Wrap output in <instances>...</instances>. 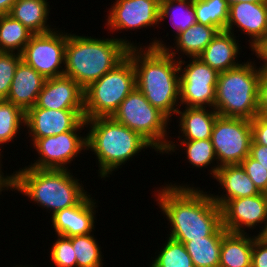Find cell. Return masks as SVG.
Segmentation results:
<instances>
[{
    "label": "cell",
    "instance_id": "1",
    "mask_svg": "<svg viewBox=\"0 0 267 267\" xmlns=\"http://www.w3.org/2000/svg\"><path fill=\"white\" fill-rule=\"evenodd\" d=\"M168 183V184H167ZM165 182L152 194L168 221L167 237L185 243L213 235L222 226L219 205L210 192L192 184ZM170 223V224H169Z\"/></svg>",
    "mask_w": 267,
    "mask_h": 267
},
{
    "label": "cell",
    "instance_id": "2",
    "mask_svg": "<svg viewBox=\"0 0 267 267\" xmlns=\"http://www.w3.org/2000/svg\"><path fill=\"white\" fill-rule=\"evenodd\" d=\"M127 56L135 67L136 88L172 123L180 108L178 60L164 48L154 47L129 48Z\"/></svg>",
    "mask_w": 267,
    "mask_h": 267
},
{
    "label": "cell",
    "instance_id": "3",
    "mask_svg": "<svg viewBox=\"0 0 267 267\" xmlns=\"http://www.w3.org/2000/svg\"><path fill=\"white\" fill-rule=\"evenodd\" d=\"M113 37V38H112ZM146 47L124 38H95L68 33L64 75L72 78L83 89L99 80L126 56L129 48Z\"/></svg>",
    "mask_w": 267,
    "mask_h": 267
},
{
    "label": "cell",
    "instance_id": "4",
    "mask_svg": "<svg viewBox=\"0 0 267 267\" xmlns=\"http://www.w3.org/2000/svg\"><path fill=\"white\" fill-rule=\"evenodd\" d=\"M72 172L30 168L26 165L13 171V190L54 215L78 205L89 194L82 180Z\"/></svg>",
    "mask_w": 267,
    "mask_h": 267
},
{
    "label": "cell",
    "instance_id": "5",
    "mask_svg": "<svg viewBox=\"0 0 267 267\" xmlns=\"http://www.w3.org/2000/svg\"><path fill=\"white\" fill-rule=\"evenodd\" d=\"M87 150L93 152L98 163V177L106 181L114 171L153 146L140 134L116 122L112 117L85 120ZM137 155V156H136Z\"/></svg>",
    "mask_w": 267,
    "mask_h": 267
},
{
    "label": "cell",
    "instance_id": "6",
    "mask_svg": "<svg viewBox=\"0 0 267 267\" xmlns=\"http://www.w3.org/2000/svg\"><path fill=\"white\" fill-rule=\"evenodd\" d=\"M249 59L218 75L214 109L223 117L252 120L258 114L259 63Z\"/></svg>",
    "mask_w": 267,
    "mask_h": 267
},
{
    "label": "cell",
    "instance_id": "7",
    "mask_svg": "<svg viewBox=\"0 0 267 267\" xmlns=\"http://www.w3.org/2000/svg\"><path fill=\"white\" fill-rule=\"evenodd\" d=\"M135 88V67L126 56L112 70L84 89V119L111 117Z\"/></svg>",
    "mask_w": 267,
    "mask_h": 267
},
{
    "label": "cell",
    "instance_id": "8",
    "mask_svg": "<svg viewBox=\"0 0 267 267\" xmlns=\"http://www.w3.org/2000/svg\"><path fill=\"white\" fill-rule=\"evenodd\" d=\"M111 117L140 134L159 154L163 155L169 142L174 140L170 139L171 130H168L171 121L153 107L137 88L126 97Z\"/></svg>",
    "mask_w": 267,
    "mask_h": 267
},
{
    "label": "cell",
    "instance_id": "9",
    "mask_svg": "<svg viewBox=\"0 0 267 267\" xmlns=\"http://www.w3.org/2000/svg\"><path fill=\"white\" fill-rule=\"evenodd\" d=\"M57 29L33 34L21 53L22 61L46 79L64 75L68 32Z\"/></svg>",
    "mask_w": 267,
    "mask_h": 267
},
{
    "label": "cell",
    "instance_id": "10",
    "mask_svg": "<svg viewBox=\"0 0 267 267\" xmlns=\"http://www.w3.org/2000/svg\"><path fill=\"white\" fill-rule=\"evenodd\" d=\"M210 139L219 166L240 164L250 153L251 120L218 115Z\"/></svg>",
    "mask_w": 267,
    "mask_h": 267
},
{
    "label": "cell",
    "instance_id": "11",
    "mask_svg": "<svg viewBox=\"0 0 267 267\" xmlns=\"http://www.w3.org/2000/svg\"><path fill=\"white\" fill-rule=\"evenodd\" d=\"M80 133H82V130H71L45 138L30 139L31 145L33 146L32 149H35L38 157L35 158L36 160L33 163L31 161L27 167L70 170L72 161L74 162L83 152L87 153L85 151L87 150L85 134L87 132H83L84 135Z\"/></svg>",
    "mask_w": 267,
    "mask_h": 267
},
{
    "label": "cell",
    "instance_id": "12",
    "mask_svg": "<svg viewBox=\"0 0 267 267\" xmlns=\"http://www.w3.org/2000/svg\"><path fill=\"white\" fill-rule=\"evenodd\" d=\"M184 59L178 61L180 107L214 108L219 73L199 57Z\"/></svg>",
    "mask_w": 267,
    "mask_h": 267
},
{
    "label": "cell",
    "instance_id": "13",
    "mask_svg": "<svg viewBox=\"0 0 267 267\" xmlns=\"http://www.w3.org/2000/svg\"><path fill=\"white\" fill-rule=\"evenodd\" d=\"M108 8L106 28L108 33L160 28V0H115ZM149 27V28H148ZM129 29V30H128Z\"/></svg>",
    "mask_w": 267,
    "mask_h": 267
},
{
    "label": "cell",
    "instance_id": "14",
    "mask_svg": "<svg viewBox=\"0 0 267 267\" xmlns=\"http://www.w3.org/2000/svg\"><path fill=\"white\" fill-rule=\"evenodd\" d=\"M221 214L222 226L228 232L244 234L256 229L259 233L267 220V194L228 200L221 207Z\"/></svg>",
    "mask_w": 267,
    "mask_h": 267
},
{
    "label": "cell",
    "instance_id": "15",
    "mask_svg": "<svg viewBox=\"0 0 267 267\" xmlns=\"http://www.w3.org/2000/svg\"><path fill=\"white\" fill-rule=\"evenodd\" d=\"M85 128L84 110L29 108L25 112V127L22 129L31 139H40Z\"/></svg>",
    "mask_w": 267,
    "mask_h": 267
},
{
    "label": "cell",
    "instance_id": "16",
    "mask_svg": "<svg viewBox=\"0 0 267 267\" xmlns=\"http://www.w3.org/2000/svg\"><path fill=\"white\" fill-rule=\"evenodd\" d=\"M225 30L235 36L237 31L246 34L250 38L247 41L249 48H254L267 36V3L239 2L230 5Z\"/></svg>",
    "mask_w": 267,
    "mask_h": 267
},
{
    "label": "cell",
    "instance_id": "17",
    "mask_svg": "<svg viewBox=\"0 0 267 267\" xmlns=\"http://www.w3.org/2000/svg\"><path fill=\"white\" fill-rule=\"evenodd\" d=\"M31 108L52 110H84V89L65 75L46 79Z\"/></svg>",
    "mask_w": 267,
    "mask_h": 267
},
{
    "label": "cell",
    "instance_id": "18",
    "mask_svg": "<svg viewBox=\"0 0 267 267\" xmlns=\"http://www.w3.org/2000/svg\"><path fill=\"white\" fill-rule=\"evenodd\" d=\"M91 195L88 194L78 205L60 210L51 216V226L55 235L70 238L95 231V217L99 206L96 205L98 201Z\"/></svg>",
    "mask_w": 267,
    "mask_h": 267
},
{
    "label": "cell",
    "instance_id": "19",
    "mask_svg": "<svg viewBox=\"0 0 267 267\" xmlns=\"http://www.w3.org/2000/svg\"><path fill=\"white\" fill-rule=\"evenodd\" d=\"M219 31L215 27L205 26L196 22L173 38L175 44L173 43L172 46L174 47L167 45L163 41L164 39L160 37L150 38L151 42L146 47L164 48L178 61L182 60L184 55L188 58H195L200 56Z\"/></svg>",
    "mask_w": 267,
    "mask_h": 267
},
{
    "label": "cell",
    "instance_id": "20",
    "mask_svg": "<svg viewBox=\"0 0 267 267\" xmlns=\"http://www.w3.org/2000/svg\"><path fill=\"white\" fill-rule=\"evenodd\" d=\"M214 179L221 187H218V190L223 192L220 193L221 195L214 193L210 195L220 208L228 200L261 193L240 164L220 166Z\"/></svg>",
    "mask_w": 267,
    "mask_h": 267
},
{
    "label": "cell",
    "instance_id": "21",
    "mask_svg": "<svg viewBox=\"0 0 267 267\" xmlns=\"http://www.w3.org/2000/svg\"><path fill=\"white\" fill-rule=\"evenodd\" d=\"M45 81L44 76L21 61L16 68L6 101L26 112L36 105Z\"/></svg>",
    "mask_w": 267,
    "mask_h": 267
},
{
    "label": "cell",
    "instance_id": "22",
    "mask_svg": "<svg viewBox=\"0 0 267 267\" xmlns=\"http://www.w3.org/2000/svg\"><path fill=\"white\" fill-rule=\"evenodd\" d=\"M239 42L241 40L231 32L219 31L199 58L218 73L225 72L241 64L238 61L242 50Z\"/></svg>",
    "mask_w": 267,
    "mask_h": 267
},
{
    "label": "cell",
    "instance_id": "23",
    "mask_svg": "<svg viewBox=\"0 0 267 267\" xmlns=\"http://www.w3.org/2000/svg\"><path fill=\"white\" fill-rule=\"evenodd\" d=\"M179 108L177 125L179 127L178 141L204 140L210 139L212 130L219 115L214 108ZM182 110V111H181ZM181 132V135H180Z\"/></svg>",
    "mask_w": 267,
    "mask_h": 267
},
{
    "label": "cell",
    "instance_id": "24",
    "mask_svg": "<svg viewBox=\"0 0 267 267\" xmlns=\"http://www.w3.org/2000/svg\"><path fill=\"white\" fill-rule=\"evenodd\" d=\"M49 3L48 0H16L9 15L33 34L47 33L56 28L48 22L51 10Z\"/></svg>",
    "mask_w": 267,
    "mask_h": 267
},
{
    "label": "cell",
    "instance_id": "25",
    "mask_svg": "<svg viewBox=\"0 0 267 267\" xmlns=\"http://www.w3.org/2000/svg\"><path fill=\"white\" fill-rule=\"evenodd\" d=\"M177 143V144H176ZM180 145L178 144V141H170L168 147L163 152V154H169L172 155L173 152L176 150L179 152L182 149L184 153H186V159H188V163L193 165L192 168L196 167L197 169H207L210 171L211 177L214 178L218 169V160L215 154L214 147L211 143V139H204V140H191V141H179ZM180 148V149H179ZM216 162V163H215Z\"/></svg>",
    "mask_w": 267,
    "mask_h": 267
},
{
    "label": "cell",
    "instance_id": "26",
    "mask_svg": "<svg viewBox=\"0 0 267 267\" xmlns=\"http://www.w3.org/2000/svg\"><path fill=\"white\" fill-rule=\"evenodd\" d=\"M253 235L227 232L222 237L219 267H251Z\"/></svg>",
    "mask_w": 267,
    "mask_h": 267
},
{
    "label": "cell",
    "instance_id": "27",
    "mask_svg": "<svg viewBox=\"0 0 267 267\" xmlns=\"http://www.w3.org/2000/svg\"><path fill=\"white\" fill-rule=\"evenodd\" d=\"M228 231L221 226L213 235L184 243L194 267H219L222 237Z\"/></svg>",
    "mask_w": 267,
    "mask_h": 267
},
{
    "label": "cell",
    "instance_id": "28",
    "mask_svg": "<svg viewBox=\"0 0 267 267\" xmlns=\"http://www.w3.org/2000/svg\"><path fill=\"white\" fill-rule=\"evenodd\" d=\"M160 23L168 19L174 36L196 23L193 0H160Z\"/></svg>",
    "mask_w": 267,
    "mask_h": 267
},
{
    "label": "cell",
    "instance_id": "29",
    "mask_svg": "<svg viewBox=\"0 0 267 267\" xmlns=\"http://www.w3.org/2000/svg\"><path fill=\"white\" fill-rule=\"evenodd\" d=\"M33 33L9 14L0 15V52L21 54Z\"/></svg>",
    "mask_w": 267,
    "mask_h": 267
},
{
    "label": "cell",
    "instance_id": "30",
    "mask_svg": "<svg viewBox=\"0 0 267 267\" xmlns=\"http://www.w3.org/2000/svg\"><path fill=\"white\" fill-rule=\"evenodd\" d=\"M22 127H25V112L6 100H0V155L3 153L1 148H5L4 144H14Z\"/></svg>",
    "mask_w": 267,
    "mask_h": 267
},
{
    "label": "cell",
    "instance_id": "31",
    "mask_svg": "<svg viewBox=\"0 0 267 267\" xmlns=\"http://www.w3.org/2000/svg\"><path fill=\"white\" fill-rule=\"evenodd\" d=\"M196 22L225 31L229 17L227 0H193Z\"/></svg>",
    "mask_w": 267,
    "mask_h": 267
},
{
    "label": "cell",
    "instance_id": "32",
    "mask_svg": "<svg viewBox=\"0 0 267 267\" xmlns=\"http://www.w3.org/2000/svg\"><path fill=\"white\" fill-rule=\"evenodd\" d=\"M76 255L77 267H103L102 247L94 233L69 238Z\"/></svg>",
    "mask_w": 267,
    "mask_h": 267
},
{
    "label": "cell",
    "instance_id": "33",
    "mask_svg": "<svg viewBox=\"0 0 267 267\" xmlns=\"http://www.w3.org/2000/svg\"><path fill=\"white\" fill-rule=\"evenodd\" d=\"M155 252V258L151 257L149 267H194L190 255L183 243L166 237L165 243ZM157 254V255H156Z\"/></svg>",
    "mask_w": 267,
    "mask_h": 267
},
{
    "label": "cell",
    "instance_id": "34",
    "mask_svg": "<svg viewBox=\"0 0 267 267\" xmlns=\"http://www.w3.org/2000/svg\"><path fill=\"white\" fill-rule=\"evenodd\" d=\"M57 239L51 245L49 258L52 262V267H77L76 255L72 241L68 237L55 235Z\"/></svg>",
    "mask_w": 267,
    "mask_h": 267
},
{
    "label": "cell",
    "instance_id": "35",
    "mask_svg": "<svg viewBox=\"0 0 267 267\" xmlns=\"http://www.w3.org/2000/svg\"><path fill=\"white\" fill-rule=\"evenodd\" d=\"M21 54L0 52V100H6Z\"/></svg>",
    "mask_w": 267,
    "mask_h": 267
},
{
    "label": "cell",
    "instance_id": "36",
    "mask_svg": "<svg viewBox=\"0 0 267 267\" xmlns=\"http://www.w3.org/2000/svg\"><path fill=\"white\" fill-rule=\"evenodd\" d=\"M240 165L254 182L257 189L261 193L267 194V167H264L250 156H247Z\"/></svg>",
    "mask_w": 267,
    "mask_h": 267
},
{
    "label": "cell",
    "instance_id": "37",
    "mask_svg": "<svg viewBox=\"0 0 267 267\" xmlns=\"http://www.w3.org/2000/svg\"><path fill=\"white\" fill-rule=\"evenodd\" d=\"M251 267H267V243L259 239L255 232L253 233Z\"/></svg>",
    "mask_w": 267,
    "mask_h": 267
},
{
    "label": "cell",
    "instance_id": "38",
    "mask_svg": "<svg viewBox=\"0 0 267 267\" xmlns=\"http://www.w3.org/2000/svg\"><path fill=\"white\" fill-rule=\"evenodd\" d=\"M252 139L260 145L267 146V121L258 114L251 120Z\"/></svg>",
    "mask_w": 267,
    "mask_h": 267
},
{
    "label": "cell",
    "instance_id": "39",
    "mask_svg": "<svg viewBox=\"0 0 267 267\" xmlns=\"http://www.w3.org/2000/svg\"><path fill=\"white\" fill-rule=\"evenodd\" d=\"M255 57H257L258 60L262 61V63L258 66V69L262 73H267V36L264 37L254 48L251 49Z\"/></svg>",
    "mask_w": 267,
    "mask_h": 267
},
{
    "label": "cell",
    "instance_id": "40",
    "mask_svg": "<svg viewBox=\"0 0 267 267\" xmlns=\"http://www.w3.org/2000/svg\"><path fill=\"white\" fill-rule=\"evenodd\" d=\"M249 156L264 167H267V146L257 144L252 139Z\"/></svg>",
    "mask_w": 267,
    "mask_h": 267
},
{
    "label": "cell",
    "instance_id": "41",
    "mask_svg": "<svg viewBox=\"0 0 267 267\" xmlns=\"http://www.w3.org/2000/svg\"><path fill=\"white\" fill-rule=\"evenodd\" d=\"M258 110L267 111V73H262L259 83Z\"/></svg>",
    "mask_w": 267,
    "mask_h": 267
},
{
    "label": "cell",
    "instance_id": "42",
    "mask_svg": "<svg viewBox=\"0 0 267 267\" xmlns=\"http://www.w3.org/2000/svg\"><path fill=\"white\" fill-rule=\"evenodd\" d=\"M2 157L3 155H0V195L4 191H13V173H10L9 175L7 173H4V170L2 171ZM2 162V163H1ZM6 174V175H5Z\"/></svg>",
    "mask_w": 267,
    "mask_h": 267
},
{
    "label": "cell",
    "instance_id": "43",
    "mask_svg": "<svg viewBox=\"0 0 267 267\" xmlns=\"http://www.w3.org/2000/svg\"><path fill=\"white\" fill-rule=\"evenodd\" d=\"M16 0H0V15L9 14Z\"/></svg>",
    "mask_w": 267,
    "mask_h": 267
},
{
    "label": "cell",
    "instance_id": "44",
    "mask_svg": "<svg viewBox=\"0 0 267 267\" xmlns=\"http://www.w3.org/2000/svg\"><path fill=\"white\" fill-rule=\"evenodd\" d=\"M256 236L262 241L267 243V220L266 223L264 224L263 229L259 233H257Z\"/></svg>",
    "mask_w": 267,
    "mask_h": 267
},
{
    "label": "cell",
    "instance_id": "45",
    "mask_svg": "<svg viewBox=\"0 0 267 267\" xmlns=\"http://www.w3.org/2000/svg\"><path fill=\"white\" fill-rule=\"evenodd\" d=\"M229 6L239 2L267 3V0H227Z\"/></svg>",
    "mask_w": 267,
    "mask_h": 267
},
{
    "label": "cell",
    "instance_id": "46",
    "mask_svg": "<svg viewBox=\"0 0 267 267\" xmlns=\"http://www.w3.org/2000/svg\"><path fill=\"white\" fill-rule=\"evenodd\" d=\"M259 114L267 121V111H259Z\"/></svg>",
    "mask_w": 267,
    "mask_h": 267
},
{
    "label": "cell",
    "instance_id": "47",
    "mask_svg": "<svg viewBox=\"0 0 267 267\" xmlns=\"http://www.w3.org/2000/svg\"><path fill=\"white\" fill-rule=\"evenodd\" d=\"M33 266H34V265H31V266H28V265H27V266H26V265H24V266H23V265H20V266H19V265H16V266H14V267H33Z\"/></svg>",
    "mask_w": 267,
    "mask_h": 267
}]
</instances>
